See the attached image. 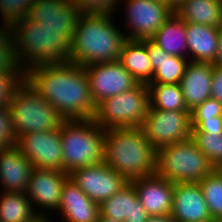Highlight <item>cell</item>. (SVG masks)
<instances>
[{
	"label": "cell",
	"instance_id": "6da1fadb",
	"mask_svg": "<svg viewBox=\"0 0 222 222\" xmlns=\"http://www.w3.org/2000/svg\"><path fill=\"white\" fill-rule=\"evenodd\" d=\"M24 78L65 120L93 119L96 105L84 67L69 61L40 64L27 69Z\"/></svg>",
	"mask_w": 222,
	"mask_h": 222
},
{
	"label": "cell",
	"instance_id": "7a4b0ae2",
	"mask_svg": "<svg viewBox=\"0 0 222 222\" xmlns=\"http://www.w3.org/2000/svg\"><path fill=\"white\" fill-rule=\"evenodd\" d=\"M111 14L81 13L70 43L69 62L78 66L118 61L125 33Z\"/></svg>",
	"mask_w": 222,
	"mask_h": 222
},
{
	"label": "cell",
	"instance_id": "3957f363",
	"mask_svg": "<svg viewBox=\"0 0 222 222\" xmlns=\"http://www.w3.org/2000/svg\"><path fill=\"white\" fill-rule=\"evenodd\" d=\"M104 162L131 182L156 173L157 149L140 127L106 129Z\"/></svg>",
	"mask_w": 222,
	"mask_h": 222
},
{
	"label": "cell",
	"instance_id": "277c9868",
	"mask_svg": "<svg viewBox=\"0 0 222 222\" xmlns=\"http://www.w3.org/2000/svg\"><path fill=\"white\" fill-rule=\"evenodd\" d=\"M14 49L19 66L27 69L70 60L71 38L62 29L44 27L27 16L13 23Z\"/></svg>",
	"mask_w": 222,
	"mask_h": 222
},
{
	"label": "cell",
	"instance_id": "5b68a950",
	"mask_svg": "<svg viewBox=\"0 0 222 222\" xmlns=\"http://www.w3.org/2000/svg\"><path fill=\"white\" fill-rule=\"evenodd\" d=\"M105 133L93 119L65 120L60 126L63 172L104 162Z\"/></svg>",
	"mask_w": 222,
	"mask_h": 222
},
{
	"label": "cell",
	"instance_id": "8992f818",
	"mask_svg": "<svg viewBox=\"0 0 222 222\" xmlns=\"http://www.w3.org/2000/svg\"><path fill=\"white\" fill-rule=\"evenodd\" d=\"M8 108L16 141L26 133L59 129L65 121L25 78L14 90Z\"/></svg>",
	"mask_w": 222,
	"mask_h": 222
},
{
	"label": "cell",
	"instance_id": "52a82bcc",
	"mask_svg": "<svg viewBox=\"0 0 222 222\" xmlns=\"http://www.w3.org/2000/svg\"><path fill=\"white\" fill-rule=\"evenodd\" d=\"M213 170L192 138L157 150L156 173L173 183L200 182Z\"/></svg>",
	"mask_w": 222,
	"mask_h": 222
},
{
	"label": "cell",
	"instance_id": "ba28073f",
	"mask_svg": "<svg viewBox=\"0 0 222 222\" xmlns=\"http://www.w3.org/2000/svg\"><path fill=\"white\" fill-rule=\"evenodd\" d=\"M150 108L147 84L108 97L96 105L94 122L103 129L140 127Z\"/></svg>",
	"mask_w": 222,
	"mask_h": 222
},
{
	"label": "cell",
	"instance_id": "9c48e42d",
	"mask_svg": "<svg viewBox=\"0 0 222 222\" xmlns=\"http://www.w3.org/2000/svg\"><path fill=\"white\" fill-rule=\"evenodd\" d=\"M140 128L148 141L158 150L165 145L191 138L190 112L149 109Z\"/></svg>",
	"mask_w": 222,
	"mask_h": 222
},
{
	"label": "cell",
	"instance_id": "30bf717a",
	"mask_svg": "<svg viewBox=\"0 0 222 222\" xmlns=\"http://www.w3.org/2000/svg\"><path fill=\"white\" fill-rule=\"evenodd\" d=\"M121 1V0H120ZM125 3V21L129 27L126 39H150L172 16L173 12L162 0H122Z\"/></svg>",
	"mask_w": 222,
	"mask_h": 222
},
{
	"label": "cell",
	"instance_id": "8fae6325",
	"mask_svg": "<svg viewBox=\"0 0 222 222\" xmlns=\"http://www.w3.org/2000/svg\"><path fill=\"white\" fill-rule=\"evenodd\" d=\"M69 178L99 205L129 183L105 162L75 169L69 173Z\"/></svg>",
	"mask_w": 222,
	"mask_h": 222
},
{
	"label": "cell",
	"instance_id": "7c38bea8",
	"mask_svg": "<svg viewBox=\"0 0 222 222\" xmlns=\"http://www.w3.org/2000/svg\"><path fill=\"white\" fill-rule=\"evenodd\" d=\"M16 145L36 169H55L63 172V150L60 128L26 133Z\"/></svg>",
	"mask_w": 222,
	"mask_h": 222
},
{
	"label": "cell",
	"instance_id": "4fadbf2b",
	"mask_svg": "<svg viewBox=\"0 0 222 222\" xmlns=\"http://www.w3.org/2000/svg\"><path fill=\"white\" fill-rule=\"evenodd\" d=\"M84 69L89 79L91 97L95 105L108 97L129 91L139 84L119 60L91 64L85 66Z\"/></svg>",
	"mask_w": 222,
	"mask_h": 222
},
{
	"label": "cell",
	"instance_id": "5bb4252c",
	"mask_svg": "<svg viewBox=\"0 0 222 222\" xmlns=\"http://www.w3.org/2000/svg\"><path fill=\"white\" fill-rule=\"evenodd\" d=\"M68 178L69 174L60 170L32 169L26 195L37 215L48 216L45 213L49 210L50 212L58 210L62 188ZM36 206L40 208L38 211L34 208Z\"/></svg>",
	"mask_w": 222,
	"mask_h": 222
},
{
	"label": "cell",
	"instance_id": "9a60e30c",
	"mask_svg": "<svg viewBox=\"0 0 222 222\" xmlns=\"http://www.w3.org/2000/svg\"><path fill=\"white\" fill-rule=\"evenodd\" d=\"M81 13L75 1L34 0L27 17L46 28L62 29L72 39Z\"/></svg>",
	"mask_w": 222,
	"mask_h": 222
},
{
	"label": "cell",
	"instance_id": "2e32d148",
	"mask_svg": "<svg viewBox=\"0 0 222 222\" xmlns=\"http://www.w3.org/2000/svg\"><path fill=\"white\" fill-rule=\"evenodd\" d=\"M169 216L174 222H214L198 182L174 183Z\"/></svg>",
	"mask_w": 222,
	"mask_h": 222
},
{
	"label": "cell",
	"instance_id": "e0dca14e",
	"mask_svg": "<svg viewBox=\"0 0 222 222\" xmlns=\"http://www.w3.org/2000/svg\"><path fill=\"white\" fill-rule=\"evenodd\" d=\"M139 201L150 217L169 216L172 209L174 183L157 173L131 181Z\"/></svg>",
	"mask_w": 222,
	"mask_h": 222
},
{
	"label": "cell",
	"instance_id": "ac0fdd59",
	"mask_svg": "<svg viewBox=\"0 0 222 222\" xmlns=\"http://www.w3.org/2000/svg\"><path fill=\"white\" fill-rule=\"evenodd\" d=\"M32 169V163L16 144L0 149V184L4 187L2 192L26 193Z\"/></svg>",
	"mask_w": 222,
	"mask_h": 222
},
{
	"label": "cell",
	"instance_id": "d6986e66",
	"mask_svg": "<svg viewBox=\"0 0 222 222\" xmlns=\"http://www.w3.org/2000/svg\"><path fill=\"white\" fill-rule=\"evenodd\" d=\"M57 212L64 222H98L99 204L91 200L70 178L63 185Z\"/></svg>",
	"mask_w": 222,
	"mask_h": 222
},
{
	"label": "cell",
	"instance_id": "ffe728a7",
	"mask_svg": "<svg viewBox=\"0 0 222 222\" xmlns=\"http://www.w3.org/2000/svg\"><path fill=\"white\" fill-rule=\"evenodd\" d=\"M99 217L122 222H147L150 217L138 199L134 185L129 182L118 193L99 205Z\"/></svg>",
	"mask_w": 222,
	"mask_h": 222
},
{
	"label": "cell",
	"instance_id": "44dd1931",
	"mask_svg": "<svg viewBox=\"0 0 222 222\" xmlns=\"http://www.w3.org/2000/svg\"><path fill=\"white\" fill-rule=\"evenodd\" d=\"M213 66L212 63L188 62L180 86L189 112L211 97Z\"/></svg>",
	"mask_w": 222,
	"mask_h": 222
},
{
	"label": "cell",
	"instance_id": "7402d4cb",
	"mask_svg": "<svg viewBox=\"0 0 222 222\" xmlns=\"http://www.w3.org/2000/svg\"><path fill=\"white\" fill-rule=\"evenodd\" d=\"M188 60L215 64L221 28L185 22Z\"/></svg>",
	"mask_w": 222,
	"mask_h": 222
},
{
	"label": "cell",
	"instance_id": "603a6c76",
	"mask_svg": "<svg viewBox=\"0 0 222 222\" xmlns=\"http://www.w3.org/2000/svg\"><path fill=\"white\" fill-rule=\"evenodd\" d=\"M147 52L154 72L150 83L180 84L188 58L172 56L150 39H147Z\"/></svg>",
	"mask_w": 222,
	"mask_h": 222
},
{
	"label": "cell",
	"instance_id": "cb8c5ba5",
	"mask_svg": "<svg viewBox=\"0 0 222 222\" xmlns=\"http://www.w3.org/2000/svg\"><path fill=\"white\" fill-rule=\"evenodd\" d=\"M119 61L138 83L148 85L151 82L154 72L147 52V39H127L123 44Z\"/></svg>",
	"mask_w": 222,
	"mask_h": 222
},
{
	"label": "cell",
	"instance_id": "d4e9b609",
	"mask_svg": "<svg viewBox=\"0 0 222 222\" xmlns=\"http://www.w3.org/2000/svg\"><path fill=\"white\" fill-rule=\"evenodd\" d=\"M186 37L185 21L173 13L150 40L172 56L188 58Z\"/></svg>",
	"mask_w": 222,
	"mask_h": 222
},
{
	"label": "cell",
	"instance_id": "484cf974",
	"mask_svg": "<svg viewBox=\"0 0 222 222\" xmlns=\"http://www.w3.org/2000/svg\"><path fill=\"white\" fill-rule=\"evenodd\" d=\"M175 14L185 22L222 27V0H186Z\"/></svg>",
	"mask_w": 222,
	"mask_h": 222
},
{
	"label": "cell",
	"instance_id": "4316f807",
	"mask_svg": "<svg viewBox=\"0 0 222 222\" xmlns=\"http://www.w3.org/2000/svg\"><path fill=\"white\" fill-rule=\"evenodd\" d=\"M0 222H31L38 215L26 193H0Z\"/></svg>",
	"mask_w": 222,
	"mask_h": 222
},
{
	"label": "cell",
	"instance_id": "83f0119b",
	"mask_svg": "<svg viewBox=\"0 0 222 222\" xmlns=\"http://www.w3.org/2000/svg\"><path fill=\"white\" fill-rule=\"evenodd\" d=\"M150 108L188 111L180 84L149 83Z\"/></svg>",
	"mask_w": 222,
	"mask_h": 222
},
{
	"label": "cell",
	"instance_id": "f1b7e54d",
	"mask_svg": "<svg viewBox=\"0 0 222 222\" xmlns=\"http://www.w3.org/2000/svg\"><path fill=\"white\" fill-rule=\"evenodd\" d=\"M214 222H222V176L212 171L198 182Z\"/></svg>",
	"mask_w": 222,
	"mask_h": 222
},
{
	"label": "cell",
	"instance_id": "f546056e",
	"mask_svg": "<svg viewBox=\"0 0 222 222\" xmlns=\"http://www.w3.org/2000/svg\"><path fill=\"white\" fill-rule=\"evenodd\" d=\"M191 138L214 167L222 161V134L191 132Z\"/></svg>",
	"mask_w": 222,
	"mask_h": 222
},
{
	"label": "cell",
	"instance_id": "4dcf8cb0",
	"mask_svg": "<svg viewBox=\"0 0 222 222\" xmlns=\"http://www.w3.org/2000/svg\"><path fill=\"white\" fill-rule=\"evenodd\" d=\"M34 0H0V16L3 22L14 23L26 17Z\"/></svg>",
	"mask_w": 222,
	"mask_h": 222
},
{
	"label": "cell",
	"instance_id": "1f68e13d",
	"mask_svg": "<svg viewBox=\"0 0 222 222\" xmlns=\"http://www.w3.org/2000/svg\"><path fill=\"white\" fill-rule=\"evenodd\" d=\"M24 79V74H0V109L9 107L16 87Z\"/></svg>",
	"mask_w": 222,
	"mask_h": 222
},
{
	"label": "cell",
	"instance_id": "d6a6232c",
	"mask_svg": "<svg viewBox=\"0 0 222 222\" xmlns=\"http://www.w3.org/2000/svg\"><path fill=\"white\" fill-rule=\"evenodd\" d=\"M83 13L113 14L120 0H74Z\"/></svg>",
	"mask_w": 222,
	"mask_h": 222
},
{
	"label": "cell",
	"instance_id": "836d02e7",
	"mask_svg": "<svg viewBox=\"0 0 222 222\" xmlns=\"http://www.w3.org/2000/svg\"><path fill=\"white\" fill-rule=\"evenodd\" d=\"M16 144L12 127L11 112L8 107L0 109V149Z\"/></svg>",
	"mask_w": 222,
	"mask_h": 222
},
{
	"label": "cell",
	"instance_id": "e575fe53",
	"mask_svg": "<svg viewBox=\"0 0 222 222\" xmlns=\"http://www.w3.org/2000/svg\"><path fill=\"white\" fill-rule=\"evenodd\" d=\"M222 115V105L216 98L209 97L190 112L191 119H206Z\"/></svg>",
	"mask_w": 222,
	"mask_h": 222
},
{
	"label": "cell",
	"instance_id": "d590c367",
	"mask_svg": "<svg viewBox=\"0 0 222 222\" xmlns=\"http://www.w3.org/2000/svg\"><path fill=\"white\" fill-rule=\"evenodd\" d=\"M0 74H24L16 60L14 47H0Z\"/></svg>",
	"mask_w": 222,
	"mask_h": 222
},
{
	"label": "cell",
	"instance_id": "8d00e7d4",
	"mask_svg": "<svg viewBox=\"0 0 222 222\" xmlns=\"http://www.w3.org/2000/svg\"><path fill=\"white\" fill-rule=\"evenodd\" d=\"M191 132L222 134V115L206 119H191Z\"/></svg>",
	"mask_w": 222,
	"mask_h": 222
},
{
	"label": "cell",
	"instance_id": "74e56055",
	"mask_svg": "<svg viewBox=\"0 0 222 222\" xmlns=\"http://www.w3.org/2000/svg\"><path fill=\"white\" fill-rule=\"evenodd\" d=\"M211 97L216 98L222 105V68L213 66Z\"/></svg>",
	"mask_w": 222,
	"mask_h": 222
},
{
	"label": "cell",
	"instance_id": "f35d334b",
	"mask_svg": "<svg viewBox=\"0 0 222 222\" xmlns=\"http://www.w3.org/2000/svg\"><path fill=\"white\" fill-rule=\"evenodd\" d=\"M0 47H14L13 23L2 22L0 25Z\"/></svg>",
	"mask_w": 222,
	"mask_h": 222
},
{
	"label": "cell",
	"instance_id": "ab89813d",
	"mask_svg": "<svg viewBox=\"0 0 222 222\" xmlns=\"http://www.w3.org/2000/svg\"><path fill=\"white\" fill-rule=\"evenodd\" d=\"M175 13L185 3L186 0H162Z\"/></svg>",
	"mask_w": 222,
	"mask_h": 222
},
{
	"label": "cell",
	"instance_id": "60d3db41",
	"mask_svg": "<svg viewBox=\"0 0 222 222\" xmlns=\"http://www.w3.org/2000/svg\"><path fill=\"white\" fill-rule=\"evenodd\" d=\"M217 67L222 68V27L220 31V37H219V50L218 55L215 64Z\"/></svg>",
	"mask_w": 222,
	"mask_h": 222
},
{
	"label": "cell",
	"instance_id": "b9f144b4",
	"mask_svg": "<svg viewBox=\"0 0 222 222\" xmlns=\"http://www.w3.org/2000/svg\"><path fill=\"white\" fill-rule=\"evenodd\" d=\"M147 222H174L170 216H165V217H149Z\"/></svg>",
	"mask_w": 222,
	"mask_h": 222
},
{
	"label": "cell",
	"instance_id": "7bdbcfd3",
	"mask_svg": "<svg viewBox=\"0 0 222 222\" xmlns=\"http://www.w3.org/2000/svg\"><path fill=\"white\" fill-rule=\"evenodd\" d=\"M50 216H43L38 215L36 218H34L31 222H52V219H49ZM51 220V221H50Z\"/></svg>",
	"mask_w": 222,
	"mask_h": 222
},
{
	"label": "cell",
	"instance_id": "ee69618b",
	"mask_svg": "<svg viewBox=\"0 0 222 222\" xmlns=\"http://www.w3.org/2000/svg\"><path fill=\"white\" fill-rule=\"evenodd\" d=\"M98 222H122L110 217H99Z\"/></svg>",
	"mask_w": 222,
	"mask_h": 222
},
{
	"label": "cell",
	"instance_id": "f6af8a7d",
	"mask_svg": "<svg viewBox=\"0 0 222 222\" xmlns=\"http://www.w3.org/2000/svg\"><path fill=\"white\" fill-rule=\"evenodd\" d=\"M214 171H216L220 176H222V161L219 162L215 167Z\"/></svg>",
	"mask_w": 222,
	"mask_h": 222
}]
</instances>
